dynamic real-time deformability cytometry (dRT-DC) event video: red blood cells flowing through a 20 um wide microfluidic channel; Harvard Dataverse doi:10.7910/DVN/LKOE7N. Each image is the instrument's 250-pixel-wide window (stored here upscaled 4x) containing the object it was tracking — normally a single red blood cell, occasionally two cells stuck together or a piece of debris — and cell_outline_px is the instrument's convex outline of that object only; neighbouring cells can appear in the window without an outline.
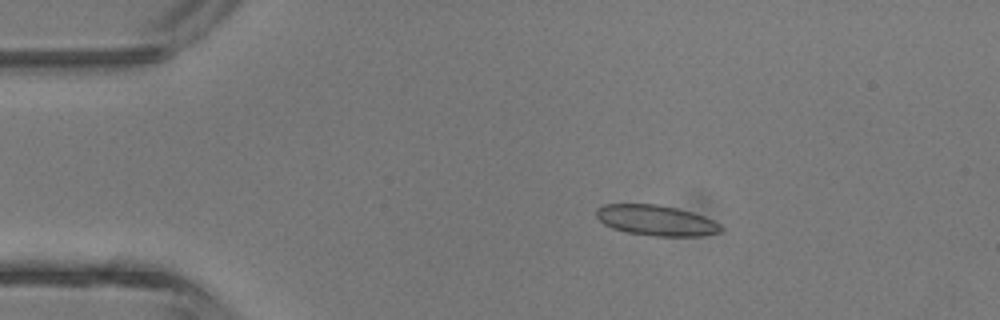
{"species": "common noctule bat (a hibernating species)", "species_latin": "Nyctalus noctula", "temperature_condition": "room temperature", "stored_images_in_passage": 4, "camera_frame_rate_fps": 3000, "um_per_image_px": 0.085, "animal": {"sex": "male", "body_mass_g": 13.3}, "frame": {"image": 1, "passage_image": 2, "time_ms": 1.333, "image_size_px": [1000, 320], "cell_outline_px": [[724, 228], [720, 232], [700, 236], [656, 236], [628, 232], [612, 228], [604, 224], [596, 216], [596, 208], [604, 204], [656, 204], [676, 208], [692, 212], [704, 216], [720, 224]], "centroid_in_image_um": [55.77, 18.73], "position_along_channel_um": 29.2, "area_um2": 22.08}}
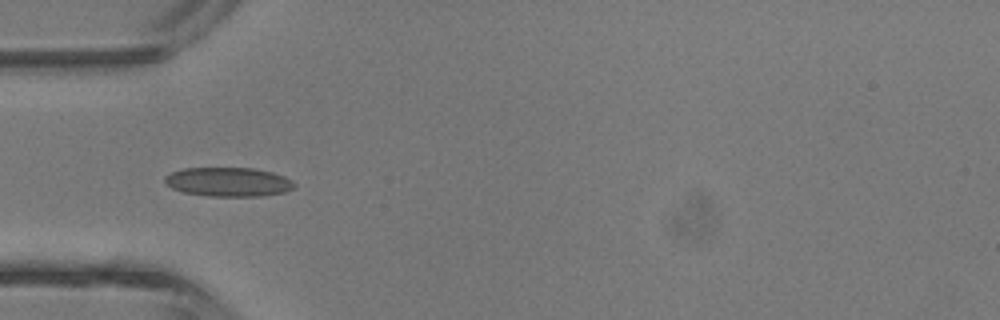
{"frame": {"image": 2, "passage_image": 4, "time_ms": 3.333, "image_size_px": [1000, 320], "cell_outline_px": [[296, 184], [292, 188], [284, 192], [260, 196], [208, 196], [184, 192], [172, 188], [164, 180], [164, 176], [172, 172], [184, 168], [256, 168], [272, 172], [284, 176], [292, 180]], "centroid_in_image_um": [19.42, 15.46], "position_along_channel_um": 65.6, "area_um2": 21.91}}